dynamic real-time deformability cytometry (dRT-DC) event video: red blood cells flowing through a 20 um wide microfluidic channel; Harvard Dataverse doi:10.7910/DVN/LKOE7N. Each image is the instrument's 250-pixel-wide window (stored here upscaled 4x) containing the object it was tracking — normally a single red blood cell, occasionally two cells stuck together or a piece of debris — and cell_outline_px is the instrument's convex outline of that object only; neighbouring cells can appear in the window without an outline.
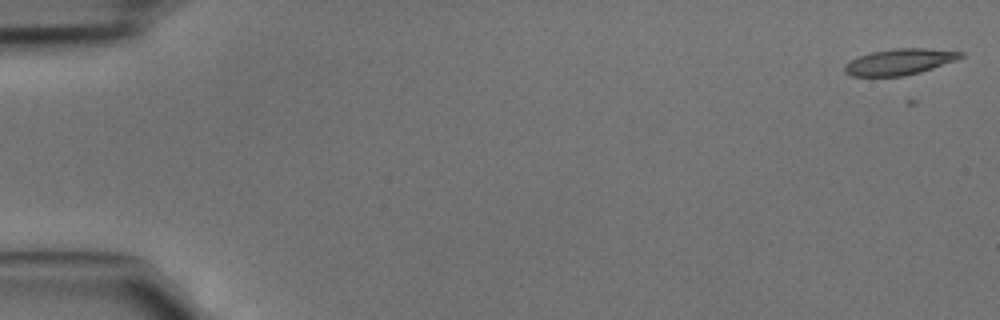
{"species": "common noctule bat (a hibernating species)", "species_latin": "Nyctalus noctula", "temperature_condition": "cold", "stored_images_in_passage": 46, "camera_frame_rate_fps": 3000, "um_per_image_px": 0.085, "animal": {"sex": "male", "body_mass_g": 15.6}, "frame": {"image": 1, "passage_image": 2, "time_ms": 0.333, "image_size_px": [1000, 320], "cell_outline_px": [[964, 56], [956, 60], [920, 72], [904, 76], [852, 76], [844, 72], [844, 64], [860, 56], [872, 52], [896, 48], [924, 48], [964, 52]], "centroid_in_image_um": [76.46, 5.25], "position_along_channel_um": 8.5, "area_um2": 17.46}}
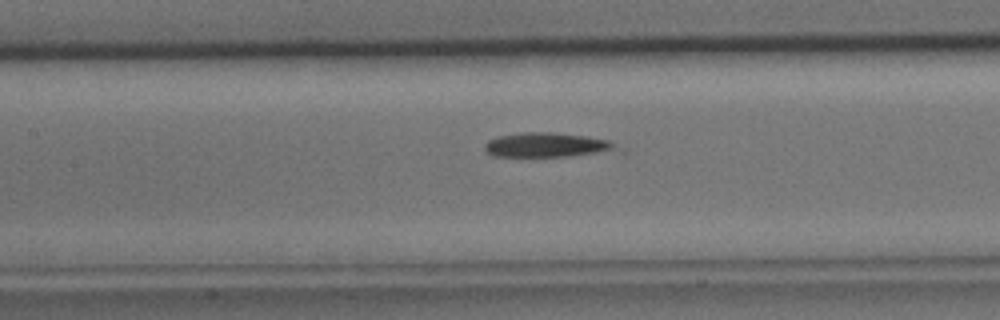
{"frame": {"image": 2, "passage_image": 22, "time_ms": 7.0, "image_size_px": [1000, 320], "cell_outline_px": [[624, 156], [492, 156], [484, 148], [484, 144], [488, 140], [500, 136], [520, 132], [552, 132], [584, 136], [608, 140], [624, 152]], "centroid_in_image_um": [46.77, 12.36], "position_along_channel_um": 160.6, "area_um2": 19.83}}
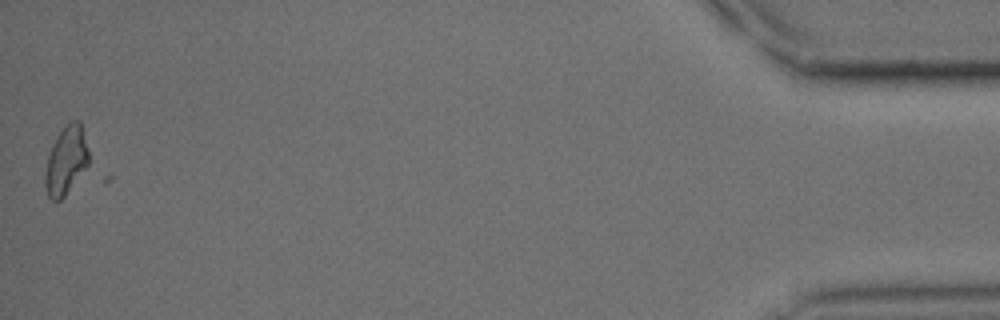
{"frame": {"image": 3, "passage_image": 46, "time_ms": 15.0, "image_size_px": [1000, 320], "cell_outline_px": [[88, 164], [64, 196], [60, 200], [52, 200], [48, 196], [44, 184], [44, 172], [48, 156], [56, 136], [72, 120], [80, 120], [88, 152]], "centroid_in_image_um": [5.59, 13.65], "position_along_channel_um": 429.6, "area_um2": 16.94}}